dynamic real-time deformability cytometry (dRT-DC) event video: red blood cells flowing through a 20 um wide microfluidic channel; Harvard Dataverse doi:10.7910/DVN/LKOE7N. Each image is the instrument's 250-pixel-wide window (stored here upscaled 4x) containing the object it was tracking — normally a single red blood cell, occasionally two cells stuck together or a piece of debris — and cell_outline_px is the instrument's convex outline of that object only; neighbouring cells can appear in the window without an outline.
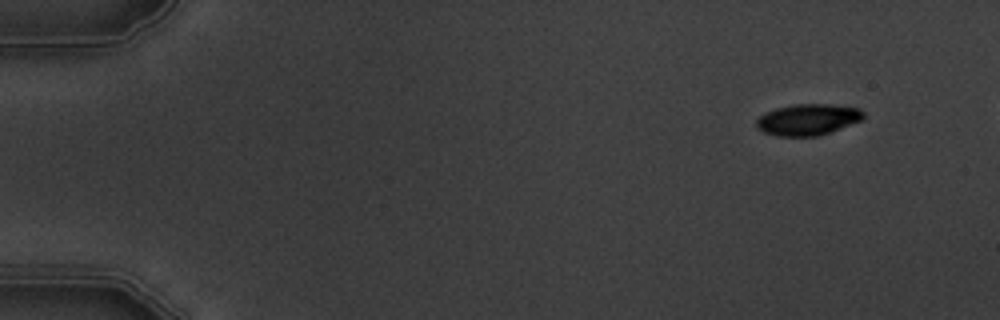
{"species": "common noctule bat (a hibernating species)", "species_latin": "Nyctalus noctula", "temperature_condition": "warm", "stored_images_in_passage": 7, "camera_frame_rate_fps": 3000, "um_per_image_px": 0.085, "animal": {"sex": "male", "body_mass_g": 19.5, "forearm_length_mm": 54.6}, "frame": {"image": 1, "passage_image": 1, "time_ms": 0.0, "image_size_px": [1000, 320], "cell_outline_px": [[864, 116], [860, 120], [828, 132], [816, 136], [776, 136], [764, 132], [756, 128], [756, 120], [760, 116], [776, 108], [792, 104], [832, 104], [860, 108], [864, 112]], "centroid_in_image_um": [68.64, 10.15], "position_along_channel_um": 16.4, "area_um2": 19.31}}